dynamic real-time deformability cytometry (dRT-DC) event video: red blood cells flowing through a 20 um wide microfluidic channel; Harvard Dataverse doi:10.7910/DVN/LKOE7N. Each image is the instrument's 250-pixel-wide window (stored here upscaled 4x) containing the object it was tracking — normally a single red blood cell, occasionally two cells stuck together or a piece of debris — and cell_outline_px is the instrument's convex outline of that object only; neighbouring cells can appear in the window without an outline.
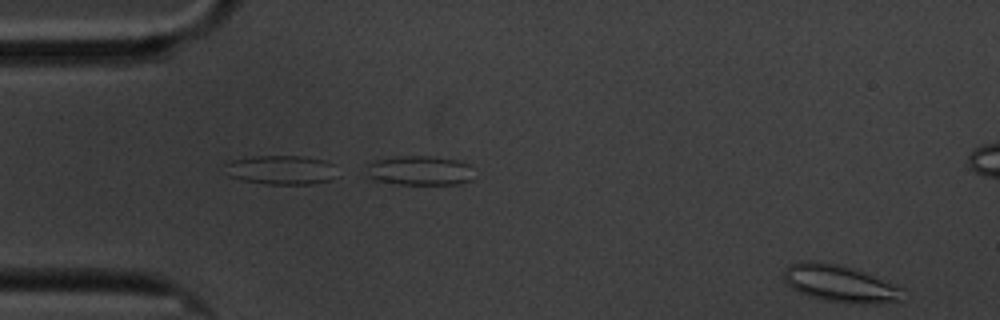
{"species": "common noctule bat (a hibernating species)", "species_latin": "Nyctalus noctula", "temperature_condition": "cold", "stored_images_in_passage": 5, "camera_frame_rate_fps": 3000, "um_per_image_px": 0.085, "animal": {"sex": "male", "body_mass_g": 20.1, "forearm_length_mm": 53.5}, "frame": {"image": 1, "passage_image": 5, "time_ms": 4.667, "image_size_px": [1000, 320], "cell_outline_px": [[904, 300], [872, 304], [848, 304], [824, 300], [808, 296], [792, 288], [784, 280], [784, 268], [792, 264], [808, 260], [836, 264], [852, 268], [904, 288]], "centroid_in_image_um": [71.42, 24.13], "position_along_channel_um": 13.6, "area_um2": 25.66}}